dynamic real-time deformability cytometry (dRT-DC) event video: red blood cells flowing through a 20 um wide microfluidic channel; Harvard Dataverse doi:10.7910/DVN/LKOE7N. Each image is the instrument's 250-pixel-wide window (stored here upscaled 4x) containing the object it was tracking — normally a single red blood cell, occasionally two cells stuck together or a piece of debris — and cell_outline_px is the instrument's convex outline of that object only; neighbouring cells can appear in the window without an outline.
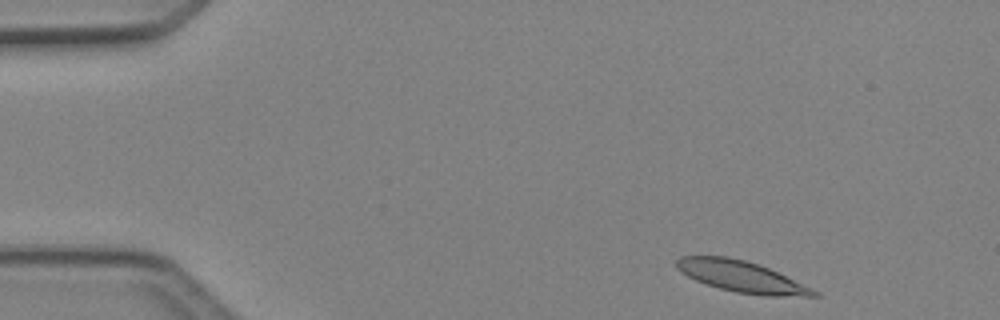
{"species": "Egyptian fruit bat (a non-hibernating species)", "species_latin": "Rousettus aegyptiacus", "temperature_condition": "cold", "stored_images_in_passage": 44, "camera_frame_rate_fps": 3000, "um_per_image_px": 0.085, "animal": {"sex": "female"}, "frame": {"image": 1, "passage_image": 2, "time_ms": 0.333, "image_size_px": [1000, 320], "cell_outline_px": [[820, 296], [764, 296], [736, 292], [720, 288], [696, 280], [680, 272], [676, 268], [676, 260], [680, 256], [728, 256], [744, 260], [768, 268], [812, 288], [820, 292]], "centroid_in_image_um": [63.02, 23.51], "position_along_channel_um": 22.0, "area_um2": 24.74}}
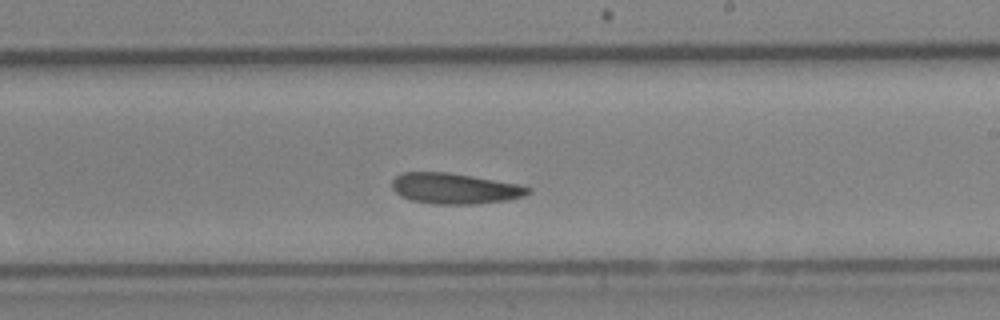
{"frame": {"image": 2, "passage_image": 25, "time_ms": 8.0, "image_size_px": [1000, 320], "cell_outline_px": [[532, 192], [524, 196], [508, 200], [476, 204], [436, 204], [412, 200], [400, 196], [392, 188], [392, 180], [400, 172], [448, 172], [520, 184], [532, 188]], "centroid_in_image_um": [38.68, 16.02], "position_along_channel_um": 250.3, "area_um2": 24.51}}
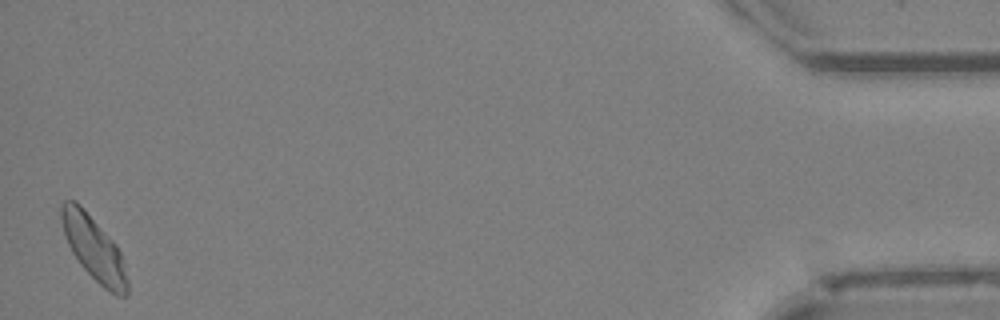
{"frame": {"image": 3, "passage_image": 44, "time_ms": 14.333, "image_size_px": [1000, 320], "cell_outline_px": [[128, 292], [124, 296], [116, 296], [104, 288], [80, 264], [72, 252], [64, 236], [60, 216], [60, 204], [64, 200], [76, 200], [80, 204], [116, 244], [120, 252], [128, 280]], "centroid_in_image_um": [7.95, 21.08], "position_along_channel_um": 427.2, "area_um2": 24.51}}